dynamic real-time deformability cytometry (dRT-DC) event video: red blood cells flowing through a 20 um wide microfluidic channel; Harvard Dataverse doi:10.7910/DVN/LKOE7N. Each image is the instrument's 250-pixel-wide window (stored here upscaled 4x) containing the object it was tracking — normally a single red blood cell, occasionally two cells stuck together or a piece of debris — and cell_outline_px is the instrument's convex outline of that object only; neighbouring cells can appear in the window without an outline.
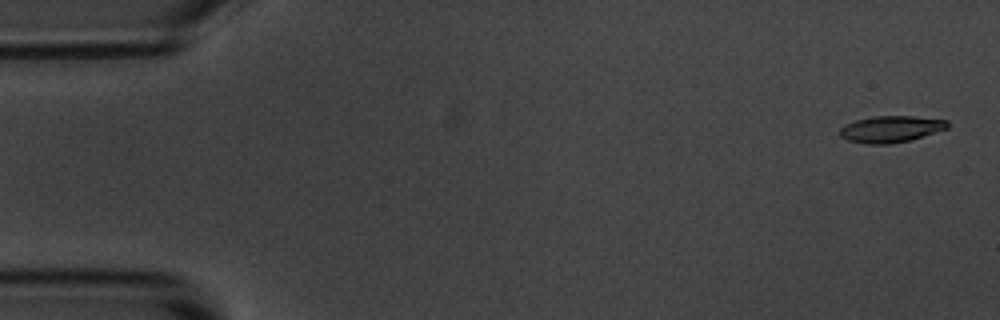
{"species": "common noctule bat (a hibernating species)", "species_latin": "Nyctalus noctula", "temperature_condition": "room temperature", "stored_images_in_passage": 55, "camera_frame_rate_fps": 3000, "um_per_image_px": 0.085, "animal": {"sex": "male", "body_mass_g": 20.1, "forearm_length_mm": 53.5}, "frame": {"image": 1, "passage_image": 2, "time_ms": 0.333, "image_size_px": [1000, 320], "cell_outline_px": [[948, 128], [908, 140], [892, 144], [864, 144], [848, 140], [840, 136], [840, 128], [844, 124], [856, 120], [872, 116], [912, 116], [948, 120]], "centroid_in_image_um": [75.68, 10.97], "position_along_channel_um": 9.3, "area_um2": 16.59}}
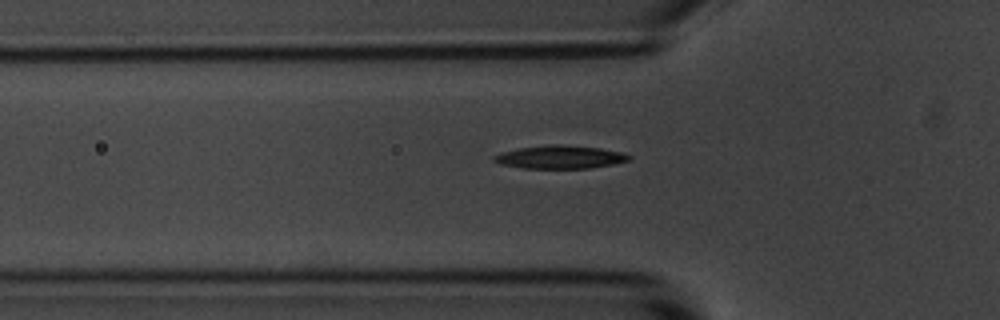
{"frame": {"image": 2, "passage_image": 18, "time_ms": 5.667, "image_size_px": [1000, 320], "cell_outline_px": [[632, 156], [628, 160], [612, 164], [588, 168], [524, 168], [500, 164], [492, 160], [492, 156], [500, 152], [520, 148], [556, 144], [600, 148], [624, 152]], "centroid_in_image_um": [47.58, 13.35], "position_along_channel_um": 78.2, "area_um2": 18.03}}
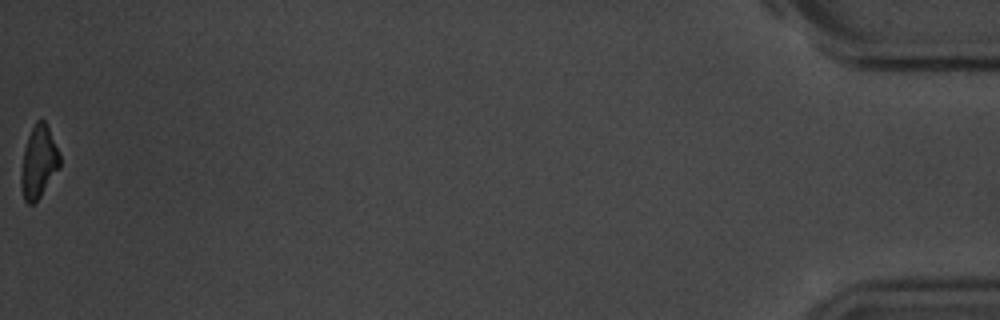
{"frame": {"image": 3, "passage_image": 55, "time_ms": 18.0, "image_size_px": [1000, 320], "cell_outline_px": [[60, 168], [36, 204], [28, 204], [24, 200], [20, 184], [20, 176], [24, 148], [28, 136], [36, 120], [44, 120], [48, 128], [60, 156]], "centroid_in_image_um": [3.27, 13.84], "position_along_channel_um": 431.9, "area_um2": 16.42}, "authors_computed_cell_mechanics": {"area_um2": 17.3978, "velocity_mm_per_s": 3.6769, "shape_relaxation_time_tau1_ms": 2.7121, "shape_relaxation_time_tau2_ms": null, "deformation_change_tau1": 0.1542, "deformation_change_tau2": null}}